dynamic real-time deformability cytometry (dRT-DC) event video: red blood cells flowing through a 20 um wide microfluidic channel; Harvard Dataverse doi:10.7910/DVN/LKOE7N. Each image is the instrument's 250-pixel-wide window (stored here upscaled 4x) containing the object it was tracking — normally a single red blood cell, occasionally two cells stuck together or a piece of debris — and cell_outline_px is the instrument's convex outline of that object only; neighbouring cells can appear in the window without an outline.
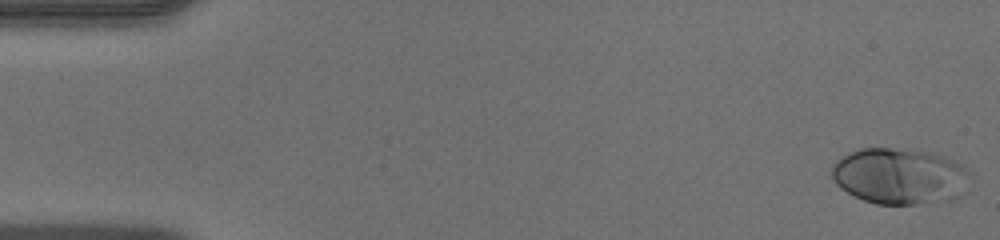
{"species": "human", "species_latin": "Homo sapiens", "temperature_condition": "warm", "stored_images_in_passage": 47, "camera_frame_rate_fps": 3000, "um_per_image_px": 0.085, "donor": {"sex": "male"}, "frame": {"image": 1, "passage_image": 1, "time_ms": 0.0, "image_size_px": [1000, 240], "cell_outline_px": [[968, 192], [952, 200], [916, 204], [876, 204], [864, 200], [840, 188], [836, 184], [832, 176], [832, 164], [840, 156], [848, 152], [860, 148], [908, 148], [928, 152], [944, 156], [964, 164]], "centroid_in_image_um": [76.47, 14.96], "position_along_channel_um": 8.5, "area_um2": 45.66}}
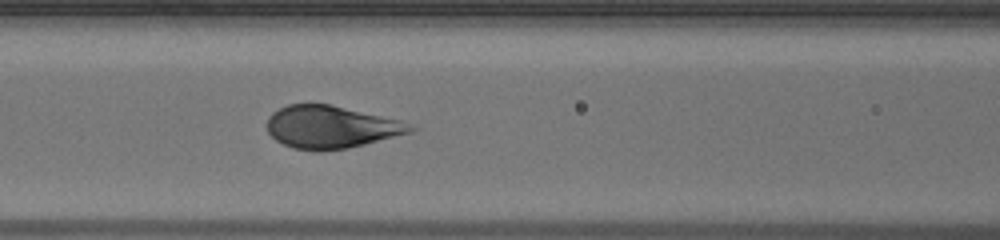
{"frame": {"image": 2, "passage_image": 20, "time_ms": 6.333, "image_size_px": [1000, 240], "cell_outline_px": [[420, 128], [412, 132], [348, 148], [320, 152], [316, 152], [292, 148], [276, 140], [268, 132], [268, 116], [272, 112], [288, 104], [328, 104], [400, 120]], "centroid_in_image_um": [28.13, 10.81], "position_along_channel_um": 138.5, "area_um2": 35.49}}
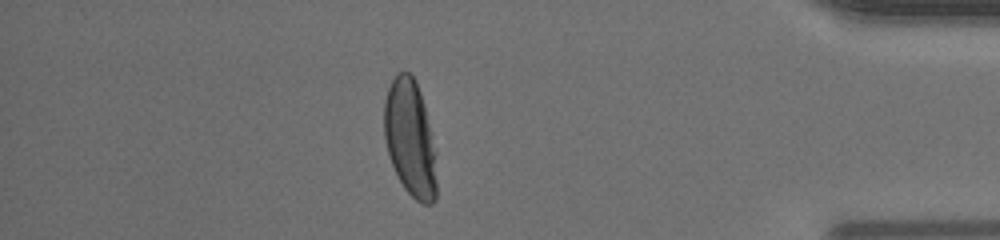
{"frame": {"image": 3, "passage_image": 41, "time_ms": 13.333, "image_size_px": [1000, 240], "cell_outline_px": [[436, 200], [432, 204], [420, 204], [404, 188], [388, 156], [384, 136], [384, 100], [388, 88], [396, 72], [408, 72], [416, 80], [420, 92], [432, 132], [436, 152]], "centroid_in_image_um": [34.87, 11.77], "position_along_channel_um": 400.3, "area_um2": 36.01}}